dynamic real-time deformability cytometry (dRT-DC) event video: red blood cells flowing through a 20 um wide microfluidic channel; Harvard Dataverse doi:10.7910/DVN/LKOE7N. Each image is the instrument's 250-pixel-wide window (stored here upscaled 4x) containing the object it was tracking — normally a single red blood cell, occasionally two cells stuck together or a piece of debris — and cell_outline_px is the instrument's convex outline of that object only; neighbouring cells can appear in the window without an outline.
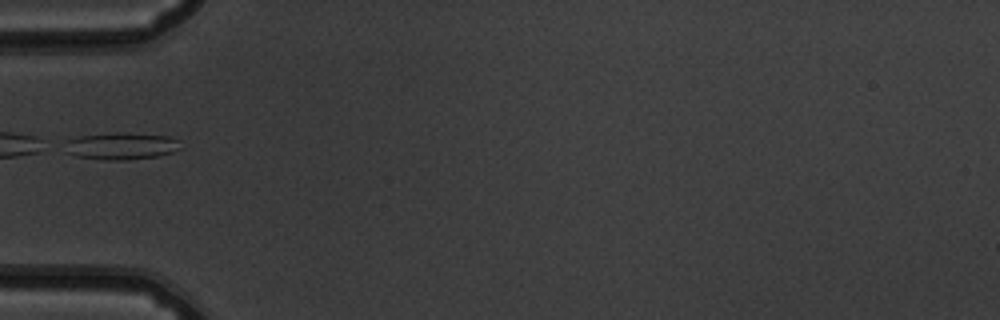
{"species": "common noctule bat (a hibernating species)", "species_latin": "Nyctalus noctula", "temperature_condition": "warm", "stored_images_in_passage": 35, "camera_frame_rate_fps": 3000, "um_per_image_px": 0.085, "animal": {"sex": "male", "body_mass_g": 19.5, "forearm_length_mm": 54.6}, "frame": {"image": 1, "passage_image": 1, "time_ms": 0.0, "image_size_px": [1000, 320], "cell_outline_px": [[184, 148], [172, 152], [156, 156], [128, 160], [104, 160], [76, 156], [64, 152], [64, 140], [80, 136], [116, 132], [124, 132], [168, 136], [180, 140]], "centroid_in_image_um": [10.3, 12.41], "position_along_channel_um": 74.7, "area_um2": 18.67}}
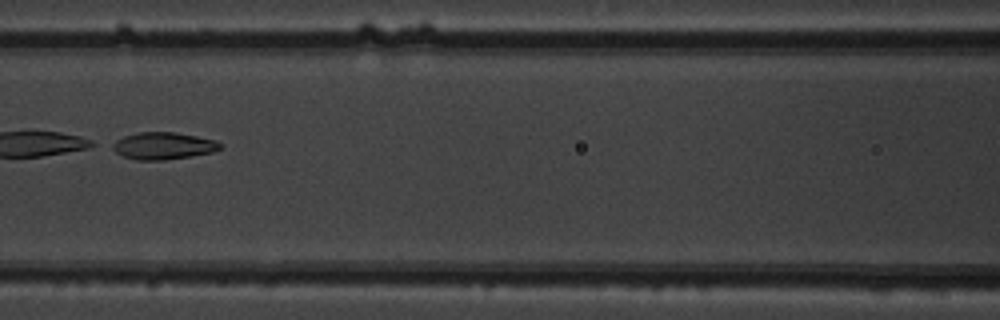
{"frame": {"image": 2, "passage_image": 7, "time_ms": 2.0, "image_size_px": [1000, 320], "cell_outline_px": [[220, 148], [212, 152], [192, 156], [164, 160], [136, 160], [124, 156], [116, 152], [108, 144], [124, 136], [140, 132], [176, 132], [216, 140], [220, 144]], "centroid_in_image_um": [13.84, 12.39], "position_along_channel_um": 152.8, "area_um2": 16.99}}